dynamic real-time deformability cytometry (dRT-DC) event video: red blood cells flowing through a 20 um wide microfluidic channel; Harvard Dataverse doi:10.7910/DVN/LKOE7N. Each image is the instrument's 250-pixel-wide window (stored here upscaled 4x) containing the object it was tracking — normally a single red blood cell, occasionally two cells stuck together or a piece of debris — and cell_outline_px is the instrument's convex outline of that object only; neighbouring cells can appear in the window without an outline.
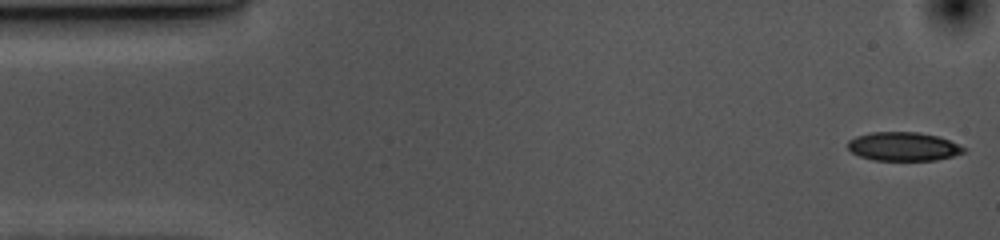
{"species": "common noctule bat (a hibernating species)", "species_latin": "Nyctalus noctula", "temperature_condition": "cold", "stored_images_in_passage": 54, "camera_frame_rate_fps": 3000, "um_per_image_px": 0.085, "animal": {"sex": "female", "body_mass_g": 10.0, "forearm_length_mm": 53.1}, "frame": {"image": 1, "passage_image": 1, "time_ms": 0.0, "image_size_px": [1000, 240], "cell_outline_px": [[964, 152], [952, 156], [936, 160], [872, 160], [860, 156], [852, 152], [848, 148], [848, 140], [856, 136], [872, 132], [916, 132], [936, 136], [948, 140], [964, 148]], "centroid_in_image_um": [76.73, 12.45], "position_along_channel_um": 8.3, "area_um2": 19.13}}
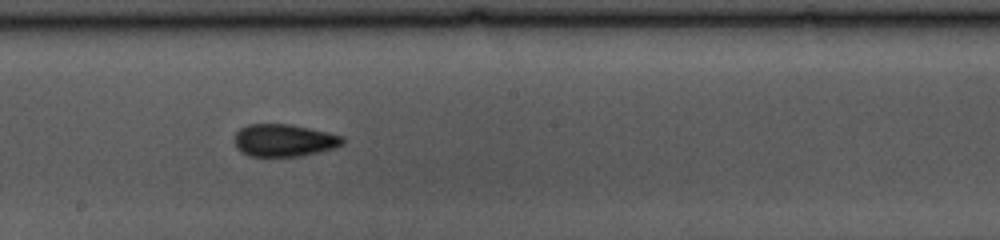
{"frame": {"image": 2, "passage_image": 28, "time_ms": 9.0, "image_size_px": [1000, 240], "cell_outline_px": [[344, 144], [336, 148], [300, 156], [248, 156], [240, 152], [236, 148], [232, 140], [236, 132], [240, 128], [248, 124], [288, 124], [328, 132], [344, 136]], "centroid_in_image_um": [24.11, 11.93], "position_along_channel_um": 224.1, "area_um2": 20.69}}
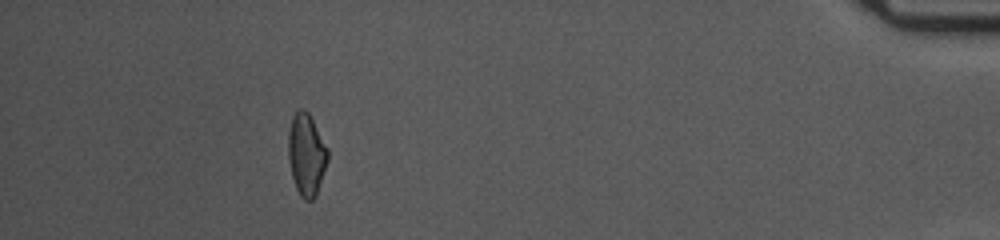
{"frame": {"image": 3, "passage_image": 49, "time_ms": 16.0, "image_size_px": [1000, 240], "cell_outline_px": [[328, 160], [316, 196], [312, 200], [304, 200], [300, 196], [296, 188], [292, 176], [288, 156], [288, 132], [292, 116], [300, 108], [304, 108], [308, 112], [328, 148]], "centroid_in_image_um": [26.04, 13.13], "position_along_channel_um": 409.2, "area_um2": 18.9}, "authors_computed_cell_mechanics": {"area_um2": 20.0277, "velocity_mm_per_s": 3.5682, "shape_relaxation_time_tau1_ms": 5.0498, "shape_relaxation_time_tau2_ms": 3.5443, "deformation_change_tau1": 0.114, "deformation_change_tau2": 0.0925}}